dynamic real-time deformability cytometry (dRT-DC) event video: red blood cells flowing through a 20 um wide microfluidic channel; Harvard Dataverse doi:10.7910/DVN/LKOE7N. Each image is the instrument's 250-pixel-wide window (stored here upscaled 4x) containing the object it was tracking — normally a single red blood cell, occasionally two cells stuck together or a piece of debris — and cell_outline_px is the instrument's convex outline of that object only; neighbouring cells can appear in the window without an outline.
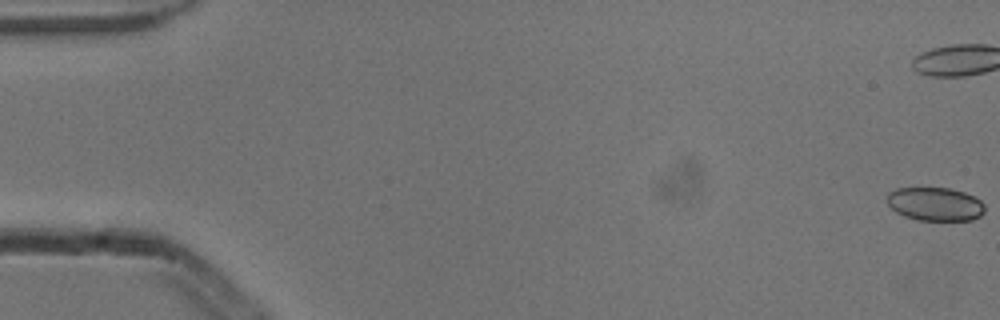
{"species": "common noctule bat (a hibernating species)", "species_latin": "Nyctalus noctula", "temperature_condition": "cold", "stored_images_in_passage": 5, "camera_frame_rate_fps": 3000, "um_per_image_px": 0.085, "animal": {"sex": "male", "body_mass_g": 13.3}, "frame": {"image": 1, "passage_image": 1, "time_ms": 0.0, "image_size_px": [1000, 320], "cell_outline_px": [[984, 212], [980, 216], [972, 220], [916, 220], [904, 216], [896, 212], [884, 200], [888, 192], [896, 188], [948, 188], [964, 192], [980, 200], [984, 204]], "centroid_in_image_um": [79.44, 17.34], "position_along_channel_um": 5.6, "area_um2": 19.19}}